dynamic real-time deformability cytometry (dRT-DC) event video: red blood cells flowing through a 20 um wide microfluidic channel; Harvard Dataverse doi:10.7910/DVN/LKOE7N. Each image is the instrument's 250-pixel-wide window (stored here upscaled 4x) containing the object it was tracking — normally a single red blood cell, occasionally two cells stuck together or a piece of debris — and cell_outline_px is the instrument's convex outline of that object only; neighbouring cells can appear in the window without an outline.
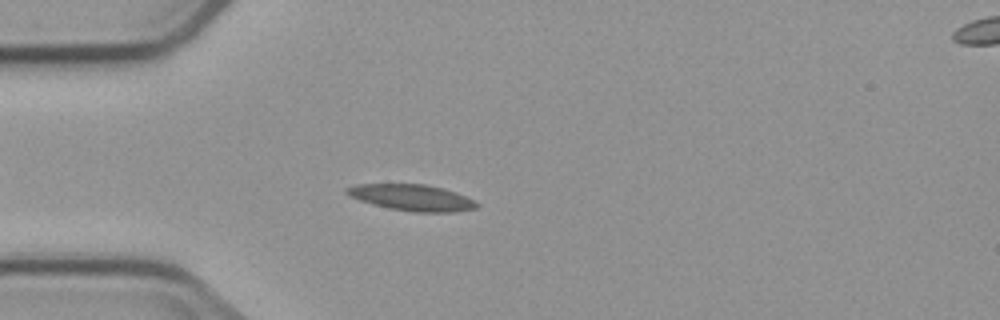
{"species": "common noctule bat (a hibernating species)", "species_latin": "Nyctalus noctula", "temperature_condition": "cold", "stored_images_in_passage": 5, "camera_frame_rate_fps": 3000, "um_per_image_px": 0.085, "animal": {"sex": "male", "body_mass_g": 23.1, "forearm_length_mm": 52.7}, "frame": {"image": 1, "passage_image": 5, "time_ms": 4.667, "image_size_px": [1000, 320], "cell_outline_px": [[480, 204], [476, 208], [456, 212], [412, 212], [388, 208], [372, 204], [360, 200], [344, 192], [344, 188], [356, 184], [424, 184], [444, 188], [456, 192]], "centroid_in_image_um": [35.0, 16.79], "position_along_channel_um": 50.0, "area_um2": 19.88}}